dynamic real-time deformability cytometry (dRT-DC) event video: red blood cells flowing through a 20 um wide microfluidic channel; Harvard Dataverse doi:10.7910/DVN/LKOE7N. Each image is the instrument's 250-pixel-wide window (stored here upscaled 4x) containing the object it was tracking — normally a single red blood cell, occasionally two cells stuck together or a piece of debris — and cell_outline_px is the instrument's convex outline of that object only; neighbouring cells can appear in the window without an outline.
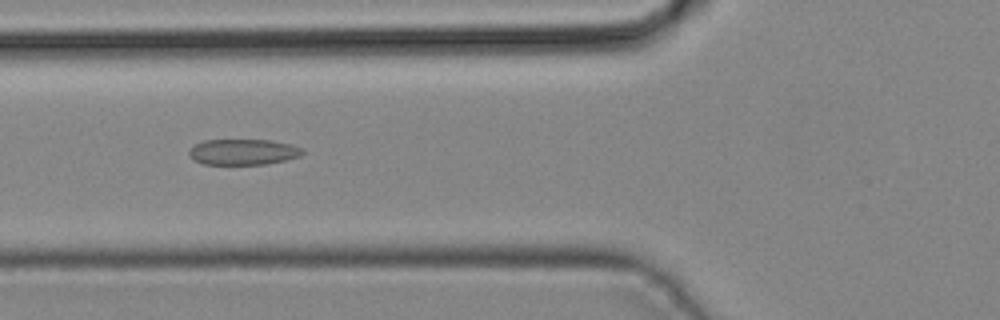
{"species": "common noctule bat (a hibernating species)", "species_latin": "Nyctalus noctula", "temperature_condition": "cold", "stored_images_in_passage": 38, "camera_frame_rate_fps": 3000, "um_per_image_px": 0.085, "animal": {"sex": "male", "body_mass_g": 19.2, "forearm_length_mm": 51.8}, "frame": {"image": 1, "passage_image": 12, "time_ms": 3.667, "image_size_px": [1000, 320], "cell_outline_px": [[304, 152], [300, 156], [284, 160], [264, 164], [204, 164], [192, 160], [188, 156], [188, 152], [196, 144], [204, 140], [272, 140], [292, 144], [300, 148]], "centroid_in_image_um": [20.64, 12.91], "position_along_channel_um": 105.2, "area_um2": 16.99}}
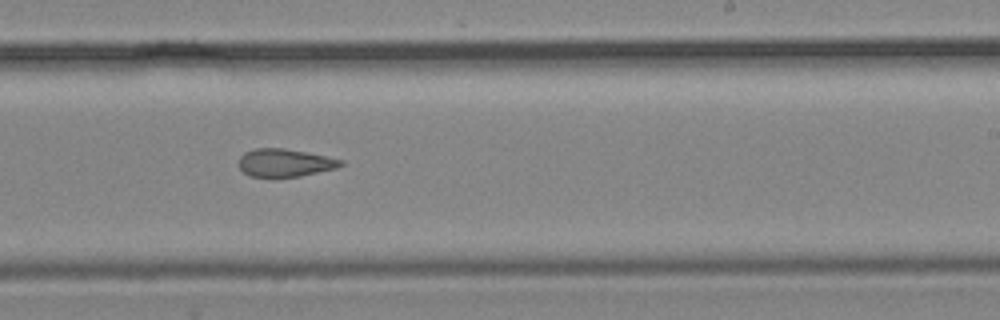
{"frame": {"image": 2, "passage_image": 22, "time_ms": 7.0, "image_size_px": [1000, 320], "cell_outline_px": [[344, 164], [336, 168], [300, 176], [248, 176], [240, 168], [240, 156], [244, 152], [256, 148], [284, 148], [308, 152], [344, 160]], "centroid_in_image_um": [24.23, 13.82], "position_along_channel_um": 264.8, "area_um2": 16.42}}
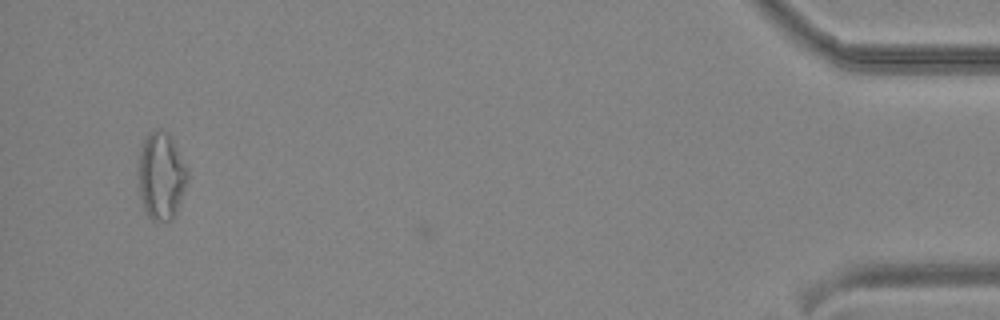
{"frame": {"image": 3, "passage_image": 37, "time_ms": 12.0, "image_size_px": [1000, 320], "cell_outline_px": [[188, 176], [180, 200], [172, 220], [152, 220], [148, 216], [144, 208], [140, 192], [140, 148], [148, 132], [156, 128], [160, 128], [172, 136], [188, 172]], "centroid_in_image_um": [13.71, 14.9], "position_along_channel_um": 421.5, "area_um2": 24.45}}